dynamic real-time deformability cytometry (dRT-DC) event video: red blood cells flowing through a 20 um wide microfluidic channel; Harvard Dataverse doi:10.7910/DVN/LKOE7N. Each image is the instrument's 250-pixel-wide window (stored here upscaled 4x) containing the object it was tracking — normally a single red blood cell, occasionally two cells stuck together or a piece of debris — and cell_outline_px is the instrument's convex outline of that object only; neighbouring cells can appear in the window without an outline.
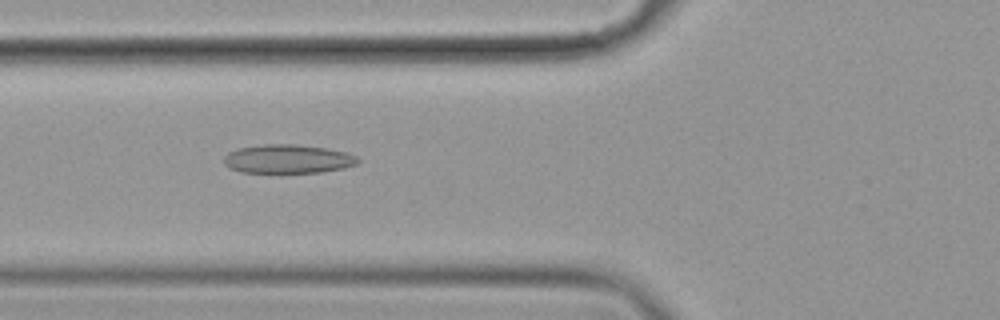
{"species": "common noctule bat (a hibernating species)", "species_latin": "Nyctalus noctula", "temperature_condition": "cold", "stored_images_in_passage": 22, "camera_frame_rate_fps": 3000, "um_per_image_px": 0.085, "animal": {"sex": "female", "body_mass_g": 19.9}, "frame": {"image": 1, "passage_image": 15, "time_ms": 4.667, "image_size_px": [1000, 320], "cell_outline_px": [[360, 160], [356, 164], [344, 168], [324, 172], [280, 176], [240, 172], [228, 168], [224, 164], [224, 156], [228, 152], [236, 148], [264, 144], [296, 144], [324, 148], [348, 152], [356, 156]], "centroid_in_image_um": [24.42, 13.57], "position_along_channel_um": 101.4, "area_um2": 23.81}}
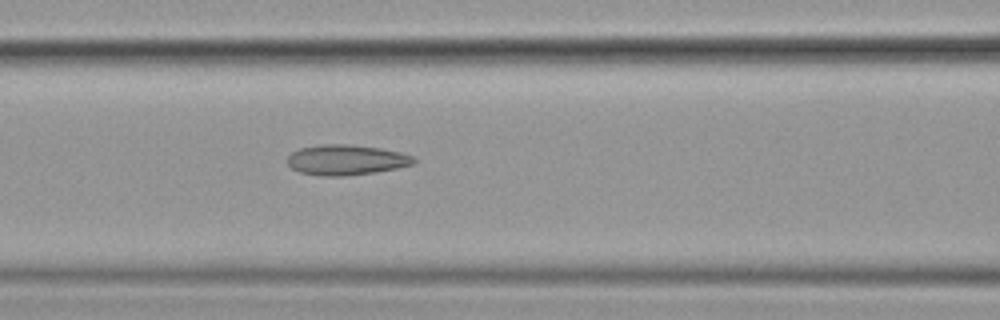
{"frame": {"image": 2, "passage_image": 18, "time_ms": 5.667, "image_size_px": [1000, 320], "cell_outline_px": [[416, 160], [412, 164], [396, 168], [372, 172], [344, 176], [324, 176], [300, 172], [292, 168], [288, 164], [288, 156], [292, 152], [300, 148], [324, 144], [344, 144], [380, 148], [400, 152], [412, 156]], "centroid_in_image_um": [29.4, 13.59], "position_along_channel_um": 137.2, "area_um2": 21.96}}
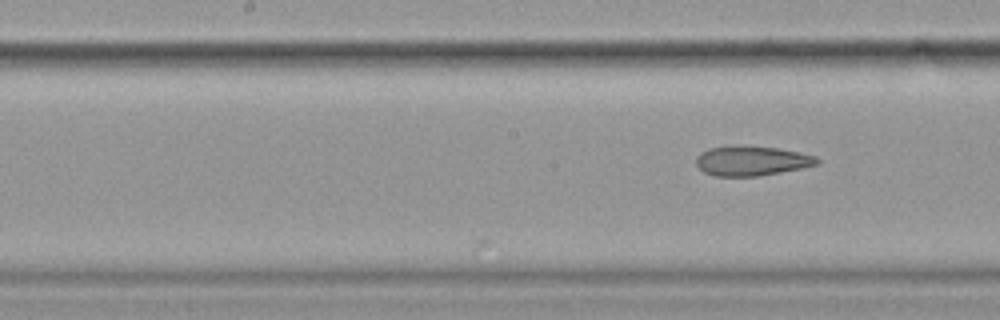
{"frame": {"image": 3, "passage_image": 22, "time_ms": 7.0, "image_size_px": [1000, 320], "cell_outline_px": [[820, 164], [760, 176], [716, 176], [704, 172], [696, 164], [696, 156], [700, 152], [708, 148], [732, 144], [736, 144], [776, 148], [800, 152], [816, 156], [820, 160]], "centroid_in_image_um": [63.87, 13.65], "position_along_channel_um": 184.3, "area_um2": 21.27}}